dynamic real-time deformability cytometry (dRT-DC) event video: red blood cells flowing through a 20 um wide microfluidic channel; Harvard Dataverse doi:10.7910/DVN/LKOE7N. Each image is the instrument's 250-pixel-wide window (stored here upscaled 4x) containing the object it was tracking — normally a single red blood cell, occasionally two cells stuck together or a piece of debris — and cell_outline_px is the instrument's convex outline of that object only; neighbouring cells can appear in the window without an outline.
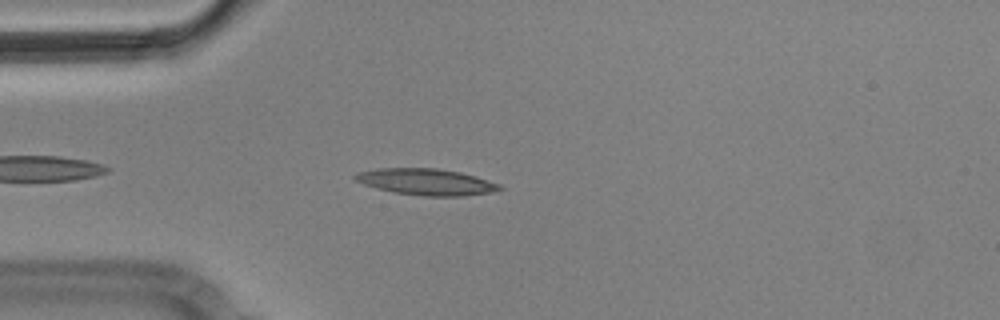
{"species": "Egyptian fruit bat (a non-hibernating species)", "species_latin": "Rousettus aegyptiacus", "temperature_condition": "cold", "stored_images_in_passage": 42, "camera_frame_rate_fps": 3000, "um_per_image_px": 0.085, "animal": {"sex": "male"}, "frame": {"image": 1, "passage_image": 5, "time_ms": 1.333, "image_size_px": [1000, 320], "cell_outline_px": [[504, 188], [492, 192], [464, 196], [424, 196], [396, 192], [364, 184], [356, 180], [352, 176], [356, 172], [380, 168], [436, 168], [460, 172], [476, 176], [500, 184]], "centroid_in_image_um": [36.26, 15.45], "position_along_channel_um": 48.7, "area_um2": 22.08}}
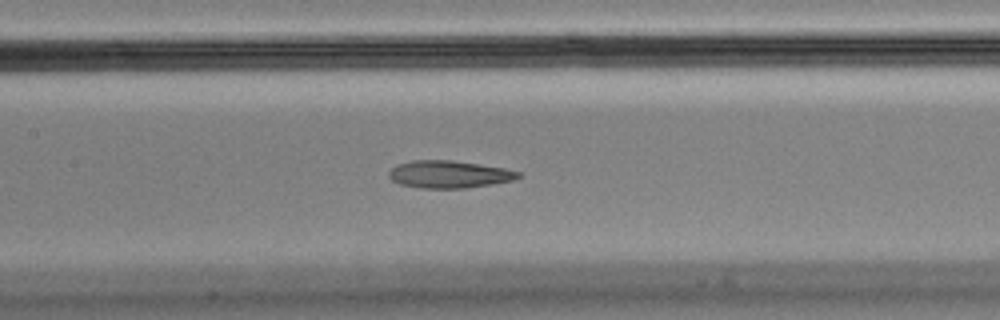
{"frame": {"image": 2, "passage_image": 16, "time_ms": 5.0, "image_size_px": [1000, 320], "cell_outline_px": [[520, 176], [512, 180], [492, 184], [464, 188], [420, 188], [400, 184], [392, 180], [388, 176], [388, 172], [396, 164], [412, 160], [452, 160], [504, 168], [520, 172]], "centroid_in_image_um": [38.12, 14.81], "position_along_channel_um": 169.3, "area_um2": 20.58}}
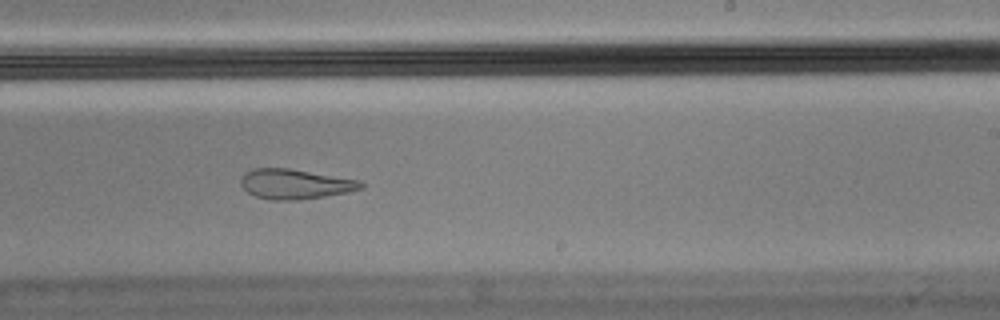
{"frame": {"image": 3, "passage_image": 24, "time_ms": 7.667, "image_size_px": [1000, 320], "cell_outline_px": [[364, 188], [348, 192], [324, 196], [296, 200], [268, 200], [256, 196], [248, 192], [240, 184], [240, 180], [244, 172], [252, 168], [288, 168], [360, 180], [364, 184]], "centroid_in_image_um": [25.06, 15.64], "position_along_channel_um": 263.9, "area_um2": 20.98}, "authors_computed_cell_mechanics": {"area_um2": 21.7906, "velocity_mm_per_s": 3.5678, "shape_relaxation_time_tau1_ms": null, "shape_relaxation_time_tau2_ms": 2.0736, "deformation_change_tau1": null, "deformation_change_tau2": 0.0926}}